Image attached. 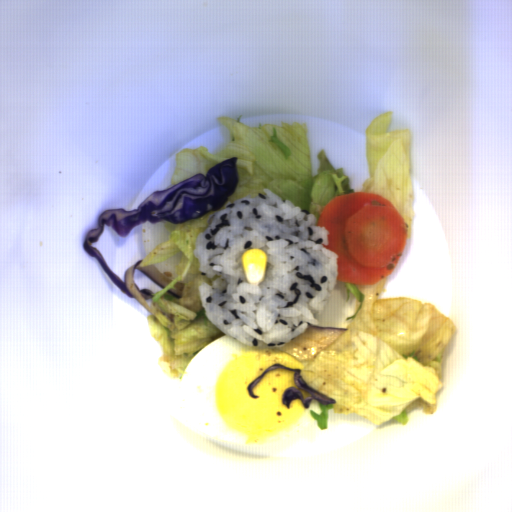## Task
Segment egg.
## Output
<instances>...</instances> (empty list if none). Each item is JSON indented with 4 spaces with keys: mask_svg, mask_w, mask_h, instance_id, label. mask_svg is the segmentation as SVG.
<instances>
[{
    "mask_svg": "<svg viewBox=\"0 0 512 512\" xmlns=\"http://www.w3.org/2000/svg\"><path fill=\"white\" fill-rule=\"evenodd\" d=\"M303 369V360L279 346H249L223 335L200 350L188 363L178 387L177 409L185 426L219 445L258 455L289 454L320 442L337 425L341 413L327 411V429L318 427L310 410L321 412L319 400L309 408L294 399L289 408L282 396L296 388L303 400L311 392L297 387L294 372L266 373L270 366Z\"/></svg>",
    "mask_w": 512,
    "mask_h": 512,
    "instance_id": "obj_1",
    "label": "egg"
}]
</instances>
